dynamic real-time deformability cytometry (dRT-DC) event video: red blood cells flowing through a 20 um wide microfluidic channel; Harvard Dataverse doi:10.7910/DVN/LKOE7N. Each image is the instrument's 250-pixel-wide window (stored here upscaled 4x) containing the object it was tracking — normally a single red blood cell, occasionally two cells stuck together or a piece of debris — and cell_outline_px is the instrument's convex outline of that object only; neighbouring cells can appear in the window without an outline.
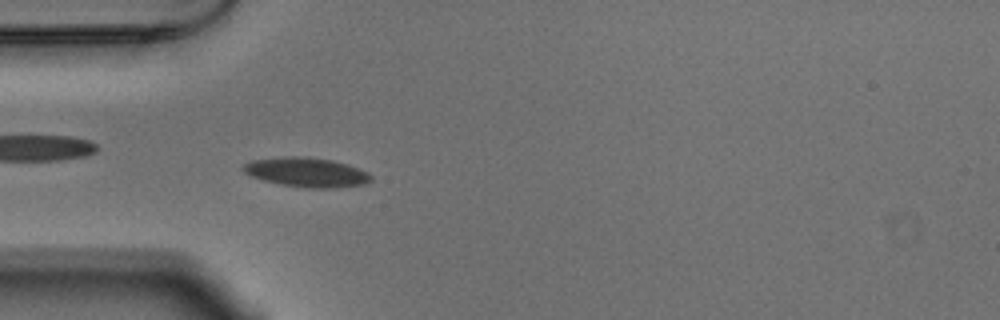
{"species": "Egyptian fruit bat (a non-hibernating species)", "species_latin": "Rousettus aegyptiacus", "temperature_condition": "warm", "stored_images_in_passage": 53, "camera_frame_rate_fps": 3000, "um_per_image_px": 0.085, "animal": {"sex": "male"}, "frame": {"image": 1, "passage_image": 15, "time_ms": 4.667, "image_size_px": [1000, 320], "cell_outline_px": [[372, 180], [364, 184], [336, 188], [308, 188], [280, 184], [264, 180], [252, 176], [244, 172], [240, 168], [244, 164], [252, 160], [284, 156], [308, 156], [332, 160], [348, 164], [368, 172], [372, 176]], "centroid_in_image_um": [26.07, 14.63], "position_along_channel_um": 58.9, "area_um2": 22.08}}
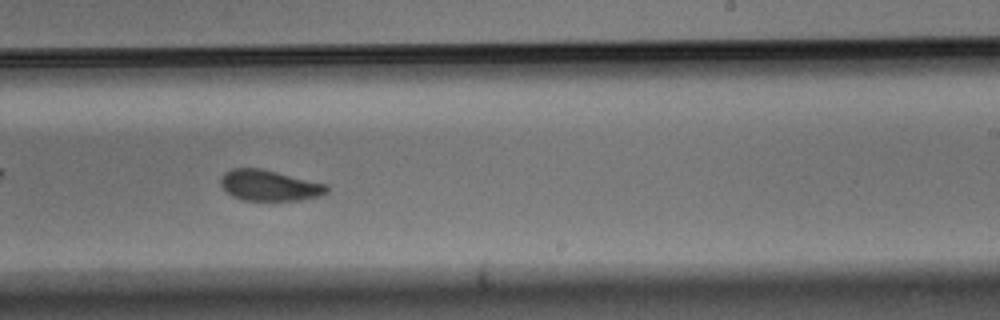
{"frame": {"image": 2, "passage_image": 32, "time_ms": 10.333, "image_size_px": [1000, 320], "cell_outline_px": [[328, 192], [320, 196], [304, 200], [244, 200], [232, 196], [220, 184], [220, 180], [224, 172], [232, 168], [260, 168], [328, 184]], "centroid_in_image_um": [22.92, 15.76], "position_along_channel_um": 266.1, "area_um2": 19.07}}
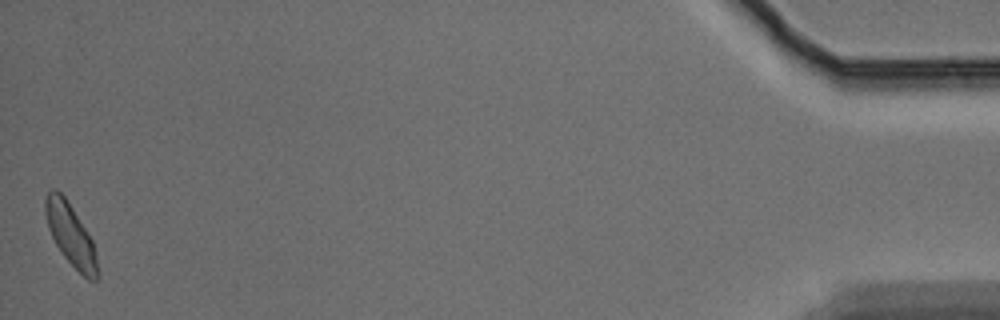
{"frame": {"image": 3, "passage_image": 53, "time_ms": 17.333, "image_size_px": [1000, 320], "cell_outline_px": [[100, 276], [96, 280], [88, 280], [64, 256], [56, 244], [48, 228], [44, 212], [44, 200], [48, 192], [52, 188], [56, 188], [64, 196], [72, 208], [92, 240], [96, 256]], "centroid_in_image_um": [5.99, 19.95], "position_along_channel_um": 429.2, "area_um2": 18.55}, "authors_computed_cell_mechanics": {"area_um2": 19.5364, "velocity_mm_per_s": 3.6906, "shape_relaxation_time_tau1_ms": 6.0266, "shape_relaxation_time_tau2_ms": 1.7943, "deformation_change_tau1": 0.1415, "deformation_change_tau2": 0.0479}}